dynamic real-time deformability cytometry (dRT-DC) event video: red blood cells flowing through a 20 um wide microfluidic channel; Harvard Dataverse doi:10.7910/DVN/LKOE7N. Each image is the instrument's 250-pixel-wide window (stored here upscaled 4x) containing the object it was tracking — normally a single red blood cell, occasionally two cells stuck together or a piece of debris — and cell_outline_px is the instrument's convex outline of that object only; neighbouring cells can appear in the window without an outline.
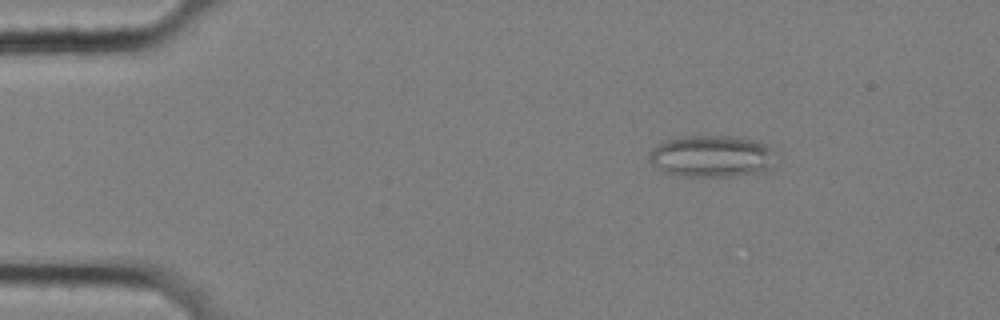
{"species": "common noctule bat (a hibernating species)", "species_latin": "Nyctalus noctula", "temperature_condition": "cold", "stored_images_in_passage": 58, "camera_frame_rate_fps": 3000, "um_per_image_px": 0.085, "animal": {"sex": "female", "body_mass_g": 25.1}, "frame": {"image": 1, "passage_image": 9, "time_ms": 2.667, "image_size_px": [1000, 320], "cell_outline_px": [[772, 168], [768, 172], [732, 176], [684, 176], [668, 172], [652, 164], [648, 160], [648, 152], [652, 148], [668, 140], [680, 136], [732, 136], [760, 140], [768, 144]], "centroid_in_image_um": [60.5, 13.27], "position_along_channel_um": 24.5, "area_um2": 30.75}}
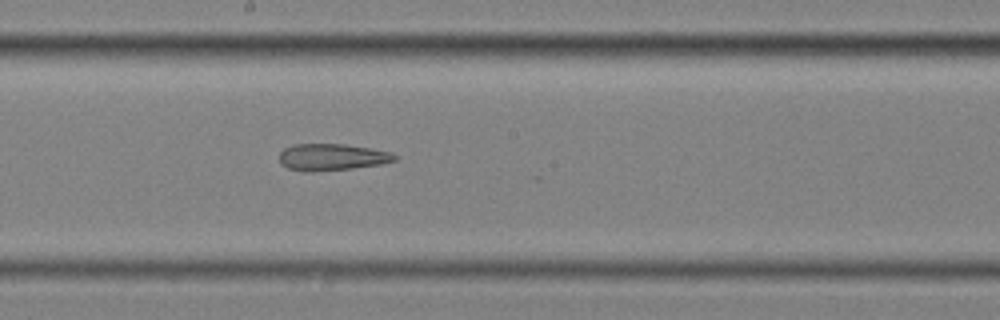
{"frame": {"image": 2, "passage_image": 32, "time_ms": 10.333, "image_size_px": [1000, 320], "cell_outline_px": [[396, 160], [380, 164], [352, 168], [312, 172], [304, 172], [288, 168], [280, 164], [280, 152], [284, 148], [292, 144], [344, 144], [392, 152], [396, 156]], "centroid_in_image_um": [28.17, 13.35], "position_along_channel_um": 220.0, "area_um2": 17.98}}
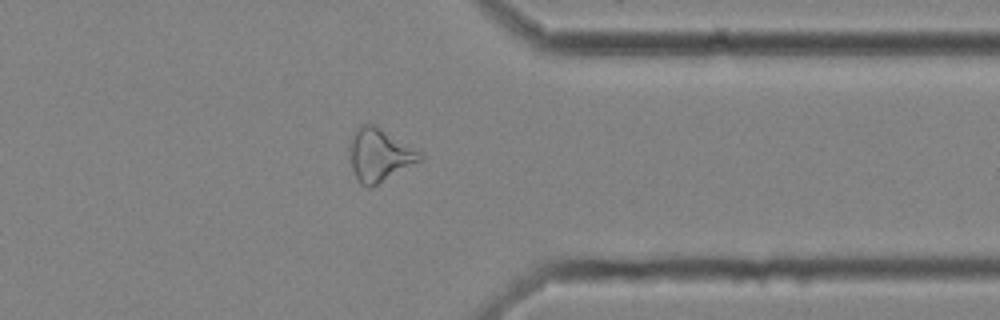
{"frame": {"image": 3, "passage_image": 46, "time_ms": 15.0, "image_size_px": [1000, 320], "cell_outline_px": [[424, 160], [372, 188], [368, 188], [360, 184], [352, 168], [348, 148], [352, 136], [360, 124], [372, 124], [424, 152]], "centroid_in_image_um": [32.3, 13.21], "position_along_channel_um": 379.1, "area_um2": 22.08}, "authors_computed_cell_mechanics": {"area_um2": 23.4668, "velocity_mm_per_s": 3.5241, "shape_relaxation_time_tau1_ms": null, "shape_relaxation_time_tau2_ms": 9.2739, "deformation_change_tau1": null, "deformation_change_tau2": 0.2523}}